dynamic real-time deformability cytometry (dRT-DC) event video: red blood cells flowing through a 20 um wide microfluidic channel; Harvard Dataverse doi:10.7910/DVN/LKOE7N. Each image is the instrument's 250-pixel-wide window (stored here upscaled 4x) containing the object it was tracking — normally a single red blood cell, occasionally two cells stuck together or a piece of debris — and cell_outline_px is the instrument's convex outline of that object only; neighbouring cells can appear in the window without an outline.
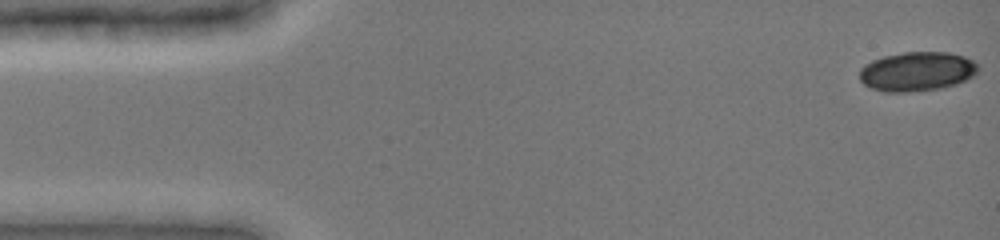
{"species": "common noctule bat (a hibernating species)", "species_latin": "Nyctalus noctula", "temperature_condition": "cold", "stored_images_in_passage": 20, "camera_frame_rate_fps": 3000, "um_per_image_px": 0.085, "animal": {"sex": "female", "body_mass_g": 19.0, "forearm_length_mm": 51.5}, "frame": {"image": 1, "passage_image": 1, "time_ms": 0.0, "image_size_px": [1000, 240], "cell_outline_px": [[980, 68], [972, 76], [956, 84], [940, 88], [904, 92], [884, 92], [872, 88], [864, 84], [860, 80], [860, 68], [864, 64], [872, 60], [884, 56], [904, 52], [948, 52], [964, 56], [980, 64]], "centroid_in_image_um": [77.94, 6.06], "position_along_channel_um": 7.1, "area_um2": 27.17}}
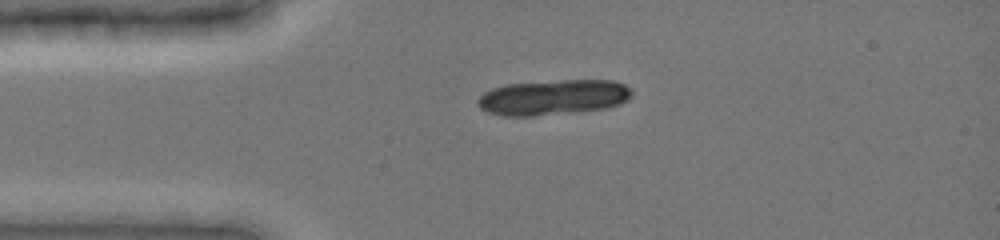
{"frame": {"image": 2, "passage_image": 10, "time_ms": 3.333, "image_size_px": [1000, 240], "cell_outline_px": [[632, 96], [628, 100], [620, 104], [608, 108], [532, 116], [504, 116], [488, 112], [480, 108], [476, 104], [476, 100], [484, 92], [492, 88], [508, 84], [560, 80], [612, 80], [624, 84], [632, 92]], "centroid_in_image_um": [47.01, 8.27], "position_along_channel_um": 38.0, "area_um2": 31.73}}
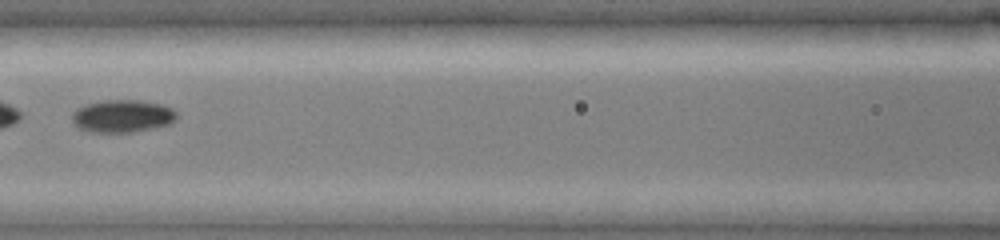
{"frame": {"image": 3, "passage_image": 18, "time_ms": 7.0, "image_size_px": [1000, 240], "cell_outline_px": [[176, 120], [168, 124], [152, 128], [132, 132], [92, 132], [76, 128], [72, 120], [72, 112], [76, 108], [88, 104], [104, 100], [140, 100], [160, 104], [172, 108], [176, 112]], "centroid_in_image_um": [10.37, 9.87], "position_along_channel_um": 156.2, "area_um2": 19.88}}